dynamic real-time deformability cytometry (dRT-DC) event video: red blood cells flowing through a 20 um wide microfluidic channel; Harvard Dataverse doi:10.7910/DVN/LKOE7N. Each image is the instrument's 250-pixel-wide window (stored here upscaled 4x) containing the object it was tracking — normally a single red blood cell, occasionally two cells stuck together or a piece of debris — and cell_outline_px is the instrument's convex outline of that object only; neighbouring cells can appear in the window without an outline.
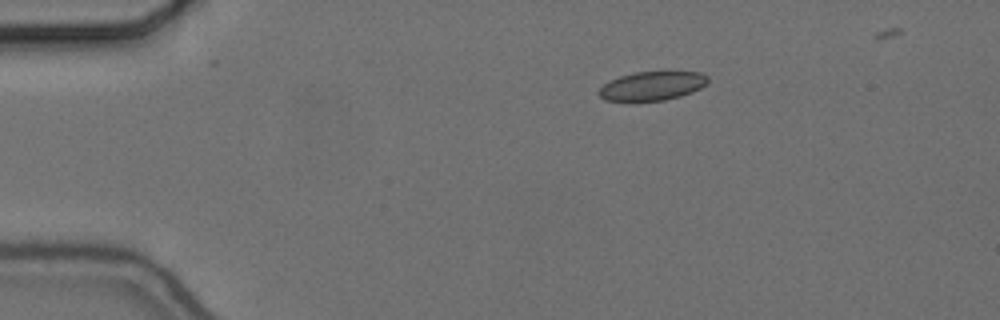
{"species": "common noctule bat (a hibernating species)", "species_latin": "Nyctalus noctula", "temperature_condition": "cold", "stored_images_in_passage": 44, "camera_frame_rate_fps": 3000, "um_per_image_px": 0.085, "animal": {"sex": "female", "body_mass_g": 24.6, "forearm_length_mm": 56.2}, "frame": {"image": 1, "passage_image": 1, "time_ms": 0.0, "image_size_px": [1000, 320], "cell_outline_px": [[708, 80], [700, 88], [692, 92], [680, 96], [664, 100], [604, 100], [596, 92], [604, 84], [620, 76], [636, 72], [700, 72], [708, 76]], "centroid_in_image_um": [55.43, 7.3], "position_along_channel_um": 29.6, "area_um2": 17.98}}
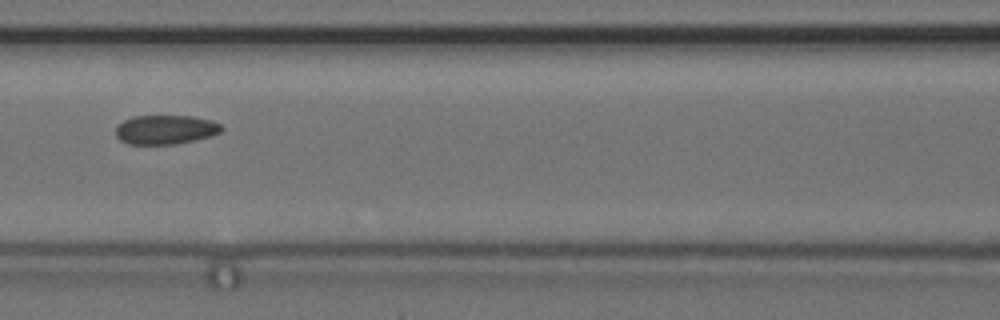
{"frame": {"image": 2, "passage_image": 16, "time_ms": 5.0, "image_size_px": [1000, 320], "cell_outline_px": [[224, 128], [220, 132], [212, 136], [176, 144], [128, 144], [120, 140], [116, 136], [116, 128], [124, 120], [132, 116], [192, 116], [212, 120], [220, 124]], "centroid_in_image_um": [14.08, 11.02], "position_along_channel_um": 152.5, "area_um2": 18.03}}
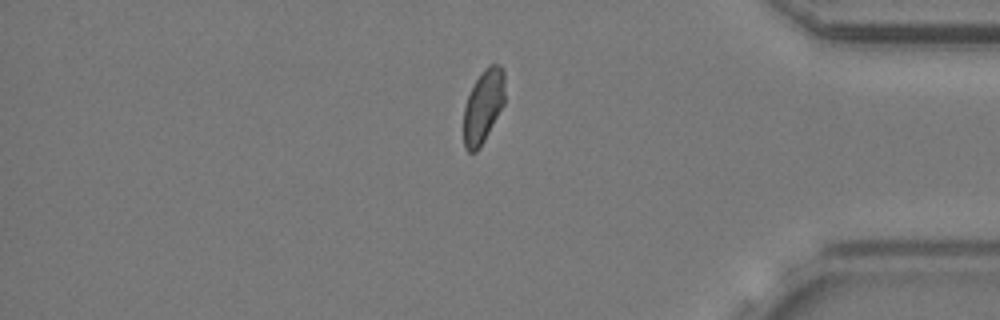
{"frame": {"image": 3, "passage_image": 38, "time_ms": 12.333, "image_size_px": [1000, 320], "cell_outline_px": [[504, 104], [480, 148], [476, 152], [468, 152], [464, 148], [464, 108], [468, 96], [476, 80], [484, 68], [488, 64], [500, 64], [504, 72]], "centroid_in_image_um": [41.08, 9.03], "position_along_channel_um": 394.1, "area_um2": 17.57}}